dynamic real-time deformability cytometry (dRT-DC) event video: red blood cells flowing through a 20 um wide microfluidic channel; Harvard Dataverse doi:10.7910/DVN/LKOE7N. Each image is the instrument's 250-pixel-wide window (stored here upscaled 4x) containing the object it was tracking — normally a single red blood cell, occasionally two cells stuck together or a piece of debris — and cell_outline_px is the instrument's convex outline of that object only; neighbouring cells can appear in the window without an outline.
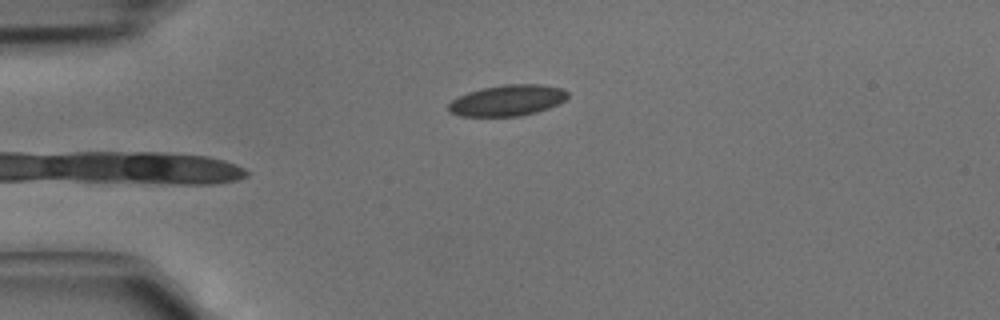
{"species": "common noctule bat (a hibernating species)", "species_latin": "Nyctalus noctula", "temperature_condition": "cold", "stored_images_in_passage": 4, "camera_frame_rate_fps": 3000, "um_per_image_px": 0.085, "animal": {"sex": "male", "body_mass_g": 15.6}, "frame": {"image": 1, "passage_image": 4, "time_ms": 1.0, "image_size_px": [1000, 320], "cell_outline_px": [[568, 96], [564, 100], [548, 108], [536, 112], [520, 116], [460, 116], [448, 112], [448, 104], [452, 100], [468, 92], [480, 88], [504, 84], [540, 84], [560, 88], [568, 92]], "centroid_in_image_um": [43.1, 8.53], "position_along_channel_um": 41.9, "area_um2": 21.5}}